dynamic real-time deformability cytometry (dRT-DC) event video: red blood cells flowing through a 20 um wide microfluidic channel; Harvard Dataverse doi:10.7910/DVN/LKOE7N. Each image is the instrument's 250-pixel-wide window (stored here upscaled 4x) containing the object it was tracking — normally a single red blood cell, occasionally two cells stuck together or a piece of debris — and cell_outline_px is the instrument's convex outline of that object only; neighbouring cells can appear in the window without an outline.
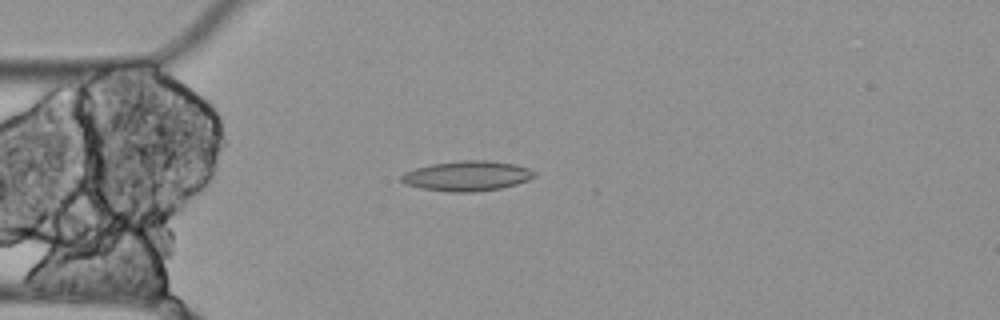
{"species": "Egyptian fruit bat (a non-hibernating species)", "species_latin": "Rousettus aegyptiacus", "temperature_condition": "cold", "stored_images_in_passage": 6, "camera_frame_rate_fps": 3000, "um_per_image_px": 0.085, "animal": {"sex": "female"}, "frame": {"image": 1, "passage_image": 5, "time_ms": 1.333, "image_size_px": [1000, 320], "cell_outline_px": [[536, 176], [528, 180], [516, 184], [500, 188], [472, 192], [448, 192], [420, 188], [404, 184], [400, 180], [400, 176], [404, 172], [416, 168], [432, 164], [460, 160], [488, 160], [516, 164], [528, 168], [536, 172]], "centroid_in_image_um": [39.69, 14.95], "position_along_channel_um": 45.3, "area_um2": 23.41}}